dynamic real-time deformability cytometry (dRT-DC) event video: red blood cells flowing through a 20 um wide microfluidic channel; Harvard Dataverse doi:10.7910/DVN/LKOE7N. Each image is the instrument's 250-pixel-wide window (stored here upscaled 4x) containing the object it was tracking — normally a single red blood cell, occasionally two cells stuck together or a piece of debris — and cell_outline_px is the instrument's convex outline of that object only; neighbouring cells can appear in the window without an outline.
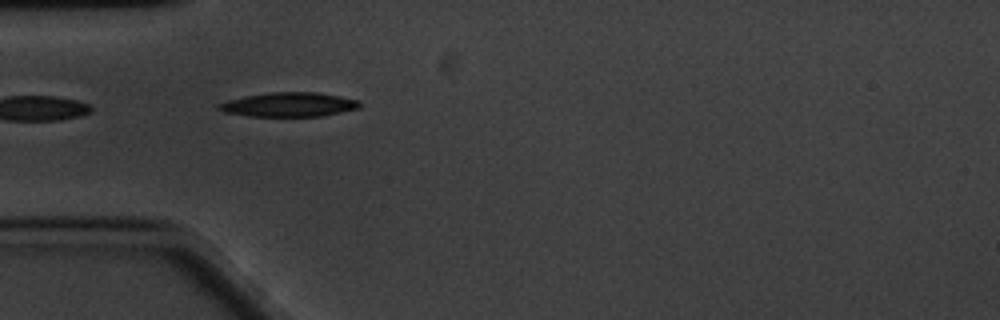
{"species": "common noctule bat (a hibernating species)", "species_latin": "Nyctalus noctula", "temperature_condition": "cold", "stored_images_in_passage": 27, "camera_frame_rate_fps": 3000, "um_per_image_px": 0.085, "animal": {"sex": "male", "body_mass_g": 20.1, "forearm_length_mm": 53.5}, "frame": {"image": 1, "passage_image": 1, "time_ms": 0.0, "image_size_px": [1000, 320], "cell_outline_px": [[360, 108], [320, 116], [248, 116], [224, 112], [216, 108], [216, 104], [228, 100], [244, 96], [268, 92], [320, 92], [360, 100]], "centroid_in_image_um": [24.54, 8.88], "position_along_channel_um": 60.5, "area_um2": 20.06}}